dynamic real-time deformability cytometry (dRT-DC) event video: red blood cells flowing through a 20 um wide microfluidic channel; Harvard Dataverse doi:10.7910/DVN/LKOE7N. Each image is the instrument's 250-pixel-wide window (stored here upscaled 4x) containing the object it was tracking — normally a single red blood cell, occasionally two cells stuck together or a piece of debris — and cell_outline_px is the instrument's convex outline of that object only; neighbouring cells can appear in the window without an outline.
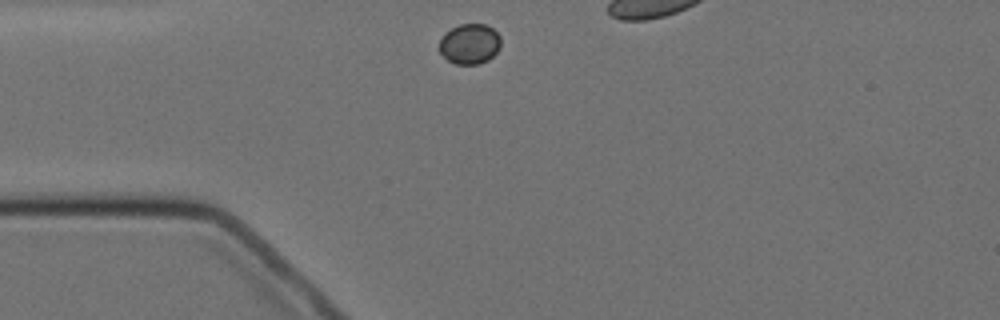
{"species": "Egyptian fruit bat (a non-hibernating species)", "species_latin": "Rousettus aegyptiacus", "temperature_condition": "cold", "stored_images_in_passage": 3, "segment_of_instrument_passage": [1, 2], "camera_frame_rate_fps": 3000, "um_per_image_px": 0.085, "animal": {"sex": "female"}, "frame": {"image": 1, "passage_image": 1, "time_ms": 0.0, "image_size_px": [1000, 320], "cell_outline_px": [[500, 48], [488, 60], [480, 64], [456, 64], [448, 60], [440, 52], [440, 40], [452, 28], [460, 24], [484, 24], [492, 28], [500, 36]], "centroid_in_image_um": [39.95, 3.74], "position_along_channel_um": 45.0, "area_um2": 14.22}}